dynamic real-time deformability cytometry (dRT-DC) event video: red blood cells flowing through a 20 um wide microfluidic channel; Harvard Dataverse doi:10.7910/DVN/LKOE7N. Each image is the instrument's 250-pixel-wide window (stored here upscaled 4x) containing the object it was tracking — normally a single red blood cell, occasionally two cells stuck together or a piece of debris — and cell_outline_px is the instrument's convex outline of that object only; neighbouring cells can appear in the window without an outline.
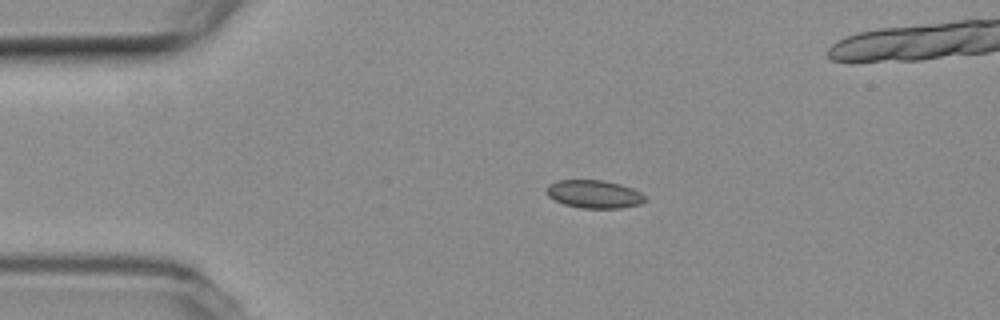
{"species": "common noctule bat (a hibernating species)", "species_latin": "Nyctalus noctula", "temperature_condition": "room temperature", "stored_images_in_passage": 53, "camera_frame_rate_fps": 3000, "um_per_image_px": 0.085, "animal": {"sex": "female", "body_mass_g": 19.3, "forearm_length_mm": 54.1}, "frame": {"image": 1, "passage_image": 9, "time_ms": 2.667, "image_size_px": [1000, 320], "cell_outline_px": [[648, 200], [640, 204], [620, 208], [580, 208], [564, 204], [548, 196], [544, 192], [548, 184], [556, 180], [604, 180], [620, 184], [632, 188], [640, 192]], "centroid_in_image_um": [50.48, 16.49], "position_along_channel_um": 34.5, "area_um2": 16.24}}
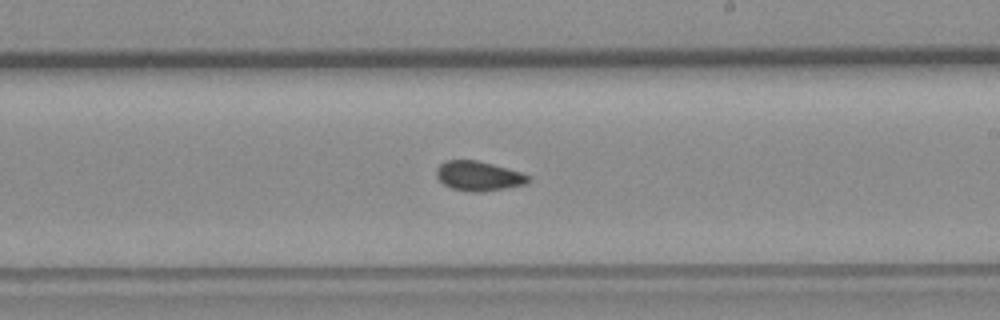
{"frame": {"image": 2, "passage_image": 29, "time_ms": 9.333, "image_size_px": [1000, 320], "cell_outline_px": [[532, 180], [524, 184], [504, 188], [480, 192], [472, 192], [452, 188], [444, 184], [436, 176], [436, 168], [440, 164], [448, 160], [476, 160], [508, 168], [520, 172], [528, 176]], "centroid_in_image_um": [40.66, 14.95], "position_along_channel_um": 248.3, "area_um2": 15.66}}
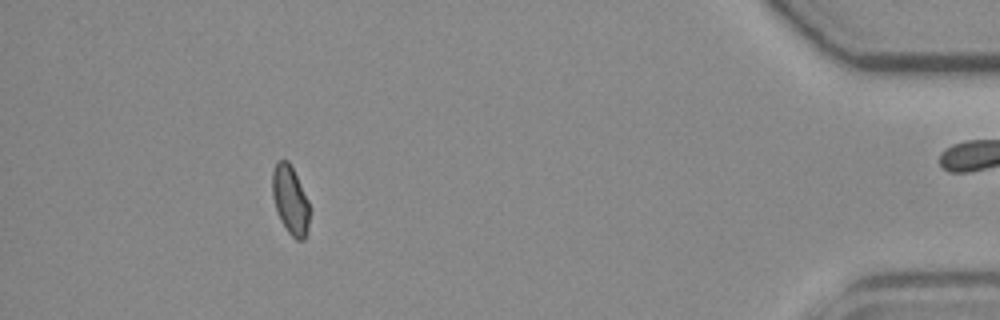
{"frame": {"image": 3, "passage_image": 47, "time_ms": 15.333, "image_size_px": [1000, 320], "cell_outline_px": [[312, 212], [308, 228], [304, 240], [296, 240], [288, 232], [280, 220], [272, 196], [272, 172], [276, 160], [288, 160], [312, 208]], "centroid_in_image_um": [24.7, 17.03], "position_along_channel_um": 410.5, "area_um2": 15.14}, "authors_computed_cell_mechanics": {"area_um2": 15.6638, "velocity_mm_per_s": 3.7741, "shape_relaxation_time_tau1_ms": null, "shape_relaxation_time_tau2_ms": 2.4776, "deformation_change_tau1": null, "deformation_change_tau2": 0.0527}}